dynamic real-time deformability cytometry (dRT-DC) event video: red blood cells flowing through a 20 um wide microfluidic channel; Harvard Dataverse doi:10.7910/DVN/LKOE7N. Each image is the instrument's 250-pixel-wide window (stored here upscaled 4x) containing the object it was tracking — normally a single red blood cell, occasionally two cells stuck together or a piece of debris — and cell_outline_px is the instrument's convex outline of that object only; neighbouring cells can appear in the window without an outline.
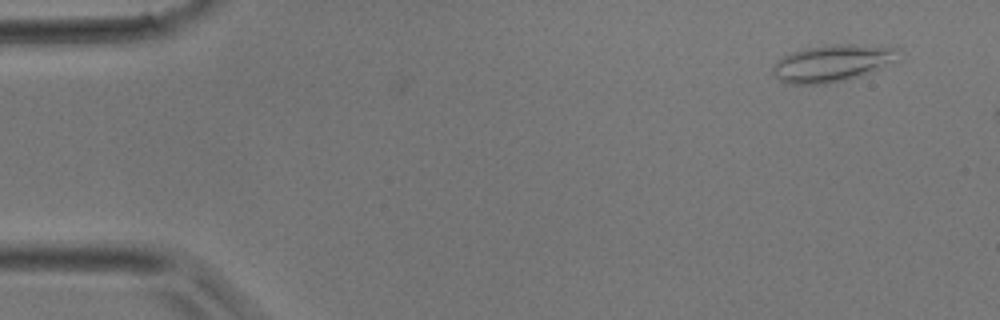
{"species": "common noctule bat (a hibernating species)", "species_latin": "Nyctalus noctula", "temperature_condition": "room temperature", "stored_images_in_passage": 6, "camera_frame_rate_fps": 3000, "um_per_image_px": 0.085, "animal": {"sex": "male", "body_mass_g": 17.9}, "frame": {"image": 1, "passage_image": 2, "time_ms": 0.333, "image_size_px": [1000, 320], "cell_outline_px": [[900, 60], [872, 72], [860, 76], [844, 80], [824, 84], [792, 84], [780, 80], [772, 72], [772, 68], [784, 56], [792, 52], [804, 48], [832, 44], [852, 44], [896, 48]], "centroid_in_image_um": [70.78, 5.37], "position_along_channel_um": 14.2, "area_um2": 26.88}}